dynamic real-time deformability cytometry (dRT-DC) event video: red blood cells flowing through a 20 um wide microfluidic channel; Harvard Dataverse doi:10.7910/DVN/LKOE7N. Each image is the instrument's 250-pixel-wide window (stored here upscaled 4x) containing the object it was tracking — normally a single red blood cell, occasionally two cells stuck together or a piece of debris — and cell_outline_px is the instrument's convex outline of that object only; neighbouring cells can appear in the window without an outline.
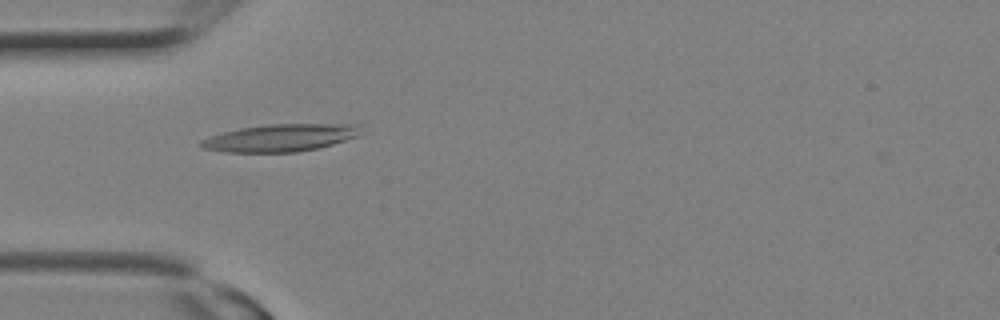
{"species": "Egyptian fruit bat (a non-hibernating species)", "species_latin": "Rousettus aegyptiacus", "temperature_condition": "room temperature", "stored_images_in_passage": 13, "camera_frame_rate_fps": 3000, "um_per_image_px": 0.085, "animal": {"sex": "female"}, "frame": {"image": 1, "passage_image": 6, "time_ms": 1.667, "image_size_px": [1000, 320], "cell_outline_px": [[360, 136], [332, 144], [316, 148], [296, 152], [224, 152], [200, 148], [200, 140], [224, 132], [240, 128], [268, 124], [360, 124]], "centroid_in_image_um": [23.84, 11.71], "position_along_channel_um": 61.2, "area_um2": 25.43}}
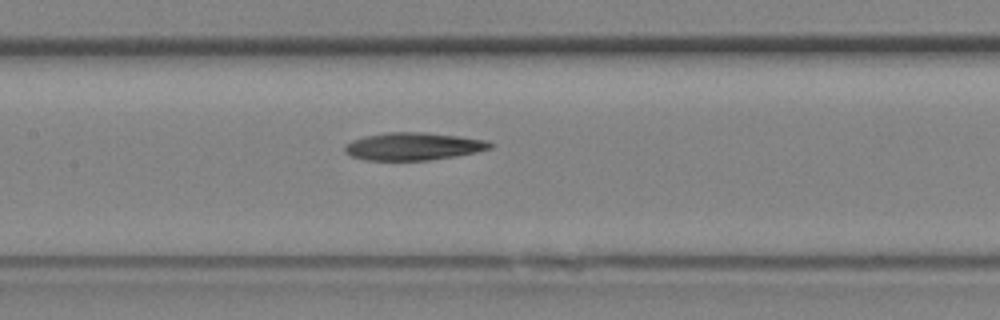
{"frame": {"image": 2, "passage_image": 10, "time_ms": 3.0, "image_size_px": [1000, 320], "cell_outline_px": [[492, 148], [476, 152], [456, 156], [428, 160], [364, 160], [352, 156], [344, 152], [344, 144], [352, 140], [364, 136], [384, 132], [428, 132], [460, 136], [488, 140], [492, 144]], "centroid_in_image_um": [35.12, 12.43], "position_along_channel_um": 172.3, "area_um2": 23.64}}
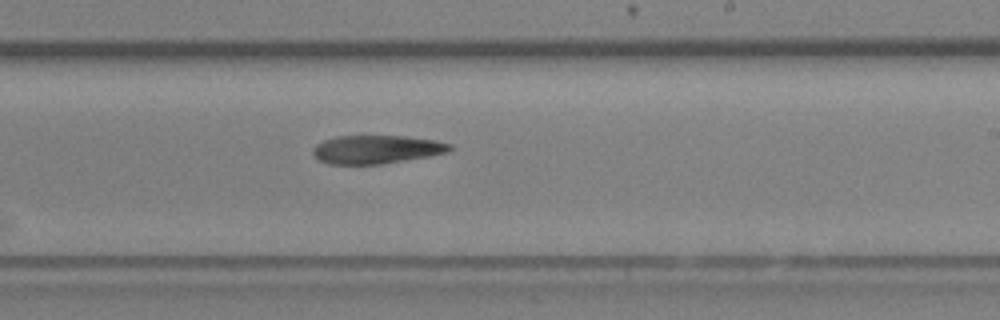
{"frame": {"image": 3, "passage_image": 13, "time_ms": 4.0, "image_size_px": [1000, 320], "cell_outline_px": [[452, 148], [444, 152], [428, 156], [380, 164], [328, 164], [320, 160], [312, 152], [312, 148], [316, 144], [324, 140], [336, 136], [404, 136], [432, 140], [452, 144]], "centroid_in_image_um": [31.94, 12.69], "position_along_channel_um": 257.1, "area_um2": 22.31}}